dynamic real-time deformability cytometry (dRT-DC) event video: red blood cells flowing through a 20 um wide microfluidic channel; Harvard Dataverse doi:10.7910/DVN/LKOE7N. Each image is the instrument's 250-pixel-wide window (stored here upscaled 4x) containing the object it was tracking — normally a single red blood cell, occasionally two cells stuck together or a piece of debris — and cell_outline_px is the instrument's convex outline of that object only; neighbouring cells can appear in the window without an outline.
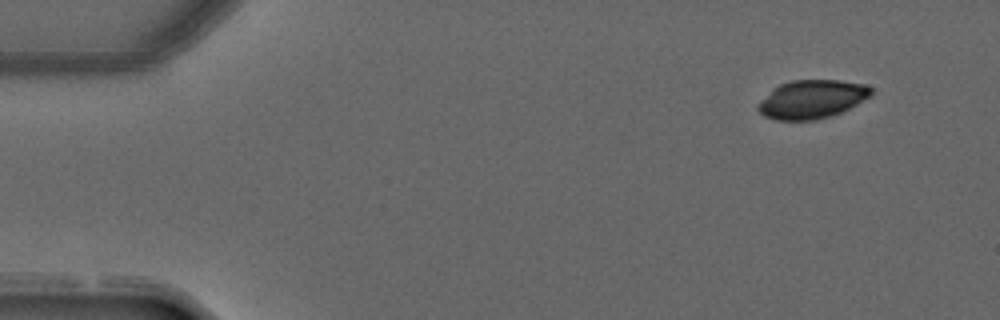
{"species": "common noctule bat (a hibernating species)", "species_latin": "Nyctalus noctula", "temperature_condition": "warm", "stored_images_in_passage": 4, "segment_of_instrument_passage": [1, 2], "camera_frame_rate_fps": 3000, "um_per_image_px": 0.085, "animal": {"sex": "male", "forearm_length_mm": 52.5}, "frame": {"image": 1, "passage_image": 1, "time_ms": 0.0, "image_size_px": [1000, 320], "cell_outline_px": [[872, 96], [832, 116], [816, 120], [776, 120], [764, 116], [756, 108], [756, 104], [772, 88], [780, 84], [792, 80], [840, 80], [864, 84], [872, 88]], "centroid_in_image_um": [68.98, 8.43], "position_along_channel_um": 16.0, "area_um2": 25.55}}
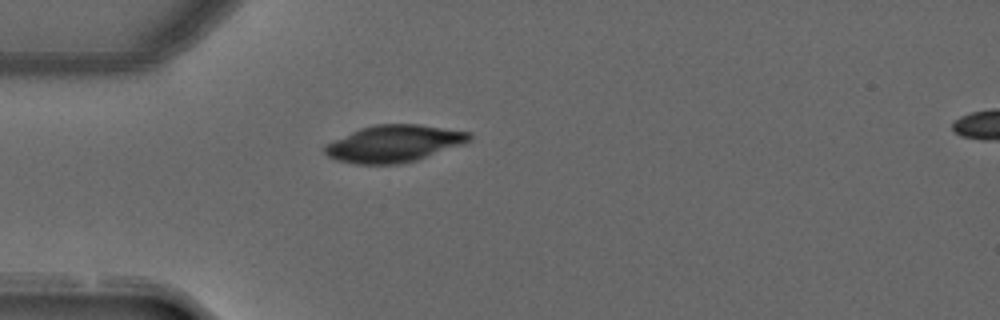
{"frame": {"image": 2, "passage_image": 3, "time_ms": 0.667, "image_size_px": [1000, 320], "cell_outline_px": [[472, 140], [464, 144], [416, 160], [400, 164], [356, 164], [336, 160], [328, 156], [324, 152], [324, 144], [360, 128], [376, 124], [416, 124], [472, 132]], "centroid_in_image_um": [33.49, 12.21], "position_along_channel_um": 51.5, "area_um2": 31.21}}